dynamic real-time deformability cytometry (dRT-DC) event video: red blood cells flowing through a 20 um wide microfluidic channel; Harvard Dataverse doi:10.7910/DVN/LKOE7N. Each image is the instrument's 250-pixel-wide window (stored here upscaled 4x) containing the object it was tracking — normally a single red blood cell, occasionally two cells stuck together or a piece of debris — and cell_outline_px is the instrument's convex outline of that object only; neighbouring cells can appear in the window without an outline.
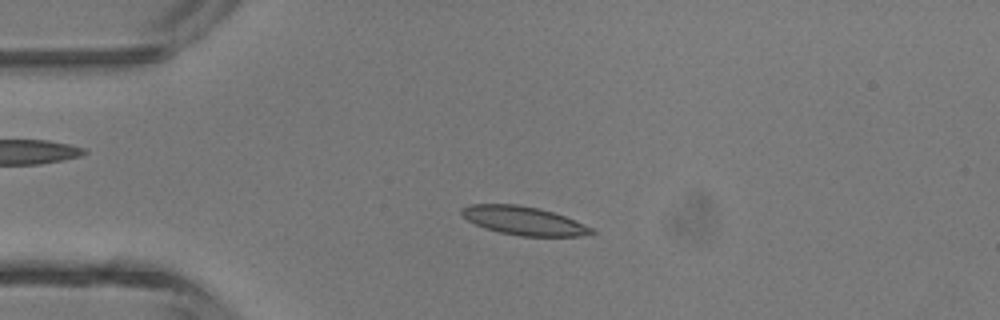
{"species": "common noctule bat (a hibernating species)", "species_latin": "Nyctalus noctula", "temperature_condition": "room temperature", "stored_images_in_passage": 45, "camera_frame_rate_fps": 3000, "um_per_image_px": 0.085, "animal": {"sex": "male", "body_mass_g": 13.3}, "frame": {"image": 1, "passage_image": 10, "time_ms": 3.0, "image_size_px": [1000, 320], "cell_outline_px": [[596, 232], [580, 236], [520, 236], [500, 232], [484, 228], [468, 220], [460, 212], [460, 208], [468, 204], [516, 204], [540, 208], [564, 216], [584, 224], [592, 228]], "centroid_in_image_um": [44.49, 18.75], "position_along_channel_um": 40.5, "area_um2": 21.5}}
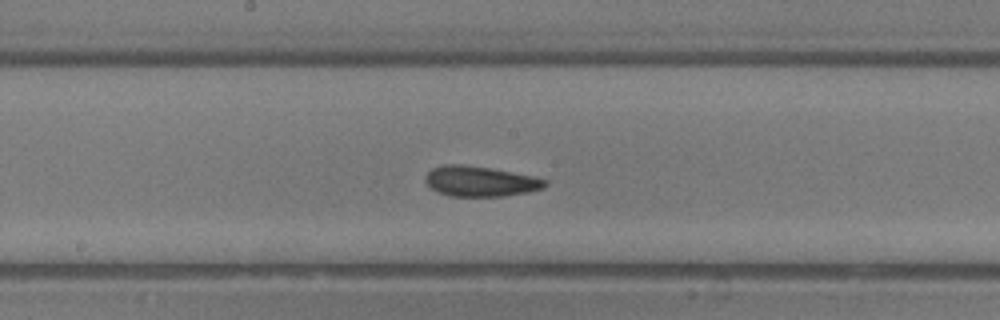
{"frame": {"image": 2, "passage_image": 23, "time_ms": 7.333, "image_size_px": [1000, 320], "cell_outline_px": [[548, 184], [544, 188], [528, 192], [504, 196], [448, 196], [436, 192], [428, 188], [424, 180], [424, 176], [432, 168], [444, 164], [460, 164], [492, 168], [532, 176], [548, 180]], "centroid_in_image_um": [40.78, 15.41], "position_along_channel_um": 207.4, "area_um2": 21.44}}
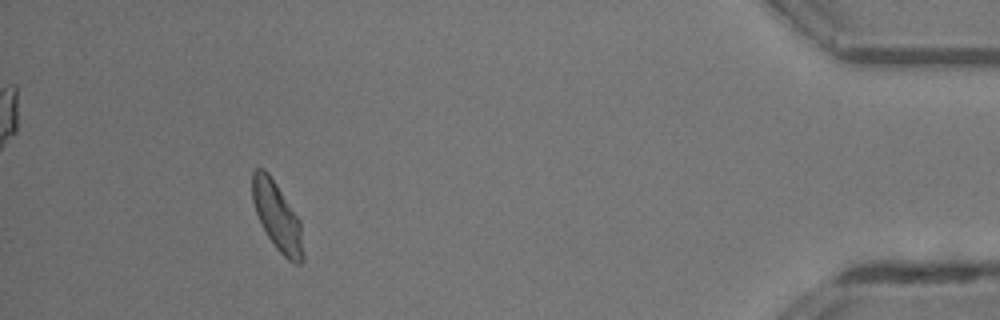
{"frame": {"image": 3, "passage_image": 41, "time_ms": 13.333, "image_size_px": [1000, 320], "cell_outline_px": [[304, 260], [300, 264], [296, 264], [288, 260], [276, 248], [268, 236], [256, 212], [252, 200], [252, 172], [256, 168], [264, 168], [268, 172], [300, 220], [304, 256]], "centroid_in_image_um": [23.57, 18.4], "position_along_channel_um": 411.6, "area_um2": 20.0}, "authors_computed_cell_mechanics": {"area_um2": 20.6346, "velocity_mm_per_s": 4.4816, "shape_relaxation_time_tau1_ms": 2.8879, "shape_relaxation_time_tau2_ms": 2.1219, "deformation_change_tau1": 0.1252, "deformation_change_tau2": 0.0724}}